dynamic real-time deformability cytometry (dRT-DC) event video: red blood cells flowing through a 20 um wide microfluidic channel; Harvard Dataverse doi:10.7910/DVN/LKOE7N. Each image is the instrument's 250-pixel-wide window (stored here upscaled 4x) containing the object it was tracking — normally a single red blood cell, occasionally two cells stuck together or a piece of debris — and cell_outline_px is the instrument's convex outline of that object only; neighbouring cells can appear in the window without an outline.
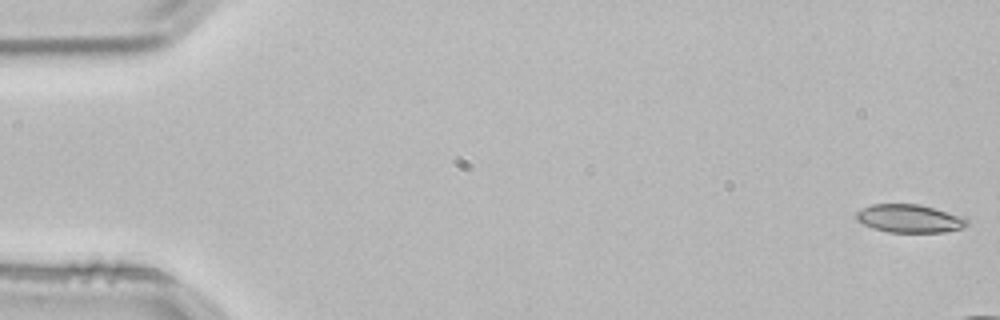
{"species": "common noctule bat (a hibernating species)", "species_latin": "Nyctalus noctula", "temperature_condition": "room temperature", "stored_images_in_passage": 3, "camera_frame_rate_fps": 3000, "um_per_image_px": 0.085, "animal": {"sex": "male", "body_mass_g": 21.5, "forearm_length_mm": 52.0}, "frame": {"image": 1, "passage_image": 1, "time_ms": 0.0, "image_size_px": [1000, 320], "cell_outline_px": [[968, 224], [960, 228], [944, 232], [888, 232], [872, 228], [856, 220], [856, 212], [872, 204], [916, 204], [964, 216], [968, 220]], "centroid_in_image_um": [77.29, 18.58], "position_along_channel_um": 7.7, "area_um2": 17.98}}